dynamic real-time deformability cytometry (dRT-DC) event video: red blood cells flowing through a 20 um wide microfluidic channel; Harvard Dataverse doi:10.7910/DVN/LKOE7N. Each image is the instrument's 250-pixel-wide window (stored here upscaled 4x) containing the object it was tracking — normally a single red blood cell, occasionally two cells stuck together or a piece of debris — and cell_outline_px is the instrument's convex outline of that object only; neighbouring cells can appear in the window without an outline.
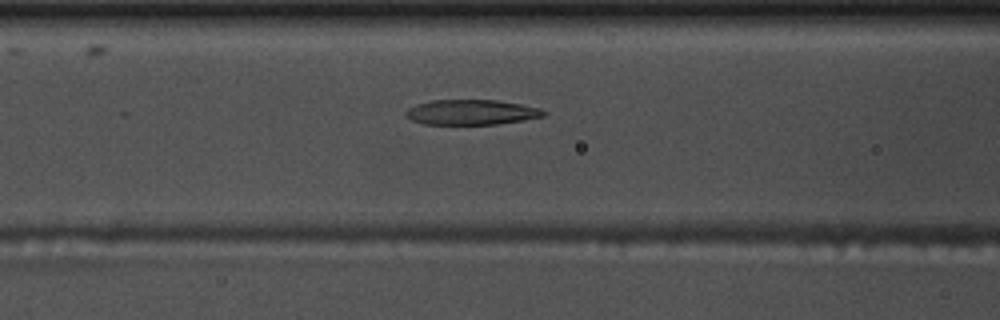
{"species": "common noctule bat (a hibernating species)", "species_latin": "Nyctalus noctula", "temperature_condition": "warm", "stored_images_in_passage": 15, "camera_frame_rate_fps": 3000, "um_per_image_px": 0.085, "animal": {"sex": "male", "body_mass_g": 17.5, "forearm_length_mm": 52.3}, "frame": {"image": 1, "passage_image": 10, "time_ms": 3.0, "image_size_px": [1000, 320], "cell_outline_px": [[544, 116], [524, 120], [496, 124], [424, 124], [412, 120], [404, 116], [404, 112], [408, 108], [416, 104], [432, 100], [496, 100], [520, 104], [540, 108], [544, 112]], "centroid_in_image_um": [40.01, 9.54], "position_along_channel_um": 126.6, "area_um2": 20.11}}
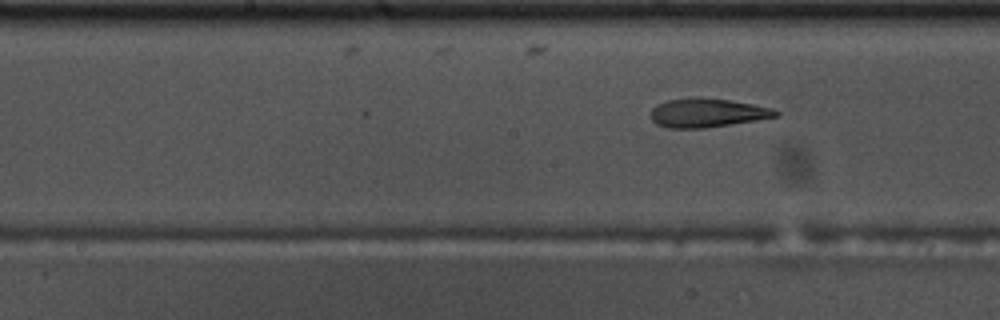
{"frame": {"image": 2, "passage_image": 15, "time_ms": 4.667, "image_size_px": [1000, 320], "cell_outline_px": [[780, 116], [708, 128], [668, 128], [656, 124], [652, 120], [652, 108], [656, 104], [668, 100], [688, 96], [692, 96], [728, 100], [752, 104], [772, 108], [780, 112]], "centroid_in_image_um": [60.1, 9.58], "position_along_channel_um": 188.1, "area_um2": 21.21}}